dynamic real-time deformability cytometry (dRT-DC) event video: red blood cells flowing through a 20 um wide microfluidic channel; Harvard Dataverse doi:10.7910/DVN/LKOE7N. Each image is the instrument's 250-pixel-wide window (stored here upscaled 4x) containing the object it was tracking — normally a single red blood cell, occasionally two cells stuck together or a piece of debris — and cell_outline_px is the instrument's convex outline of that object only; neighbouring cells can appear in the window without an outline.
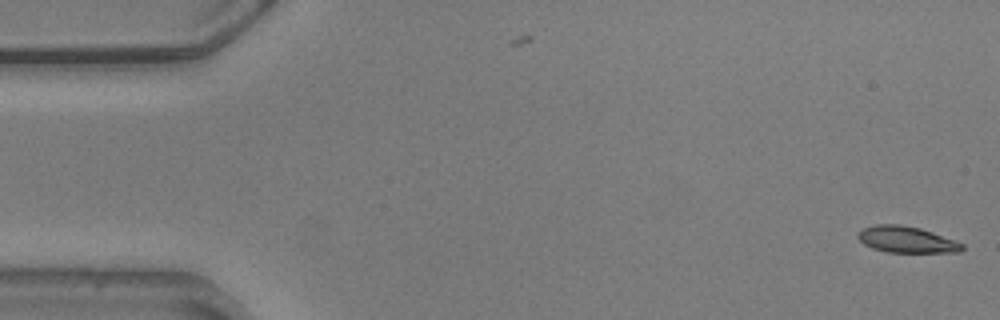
{"species": "common noctule bat (a hibernating species)", "species_latin": "Nyctalus noctula", "temperature_condition": "warm", "stored_images_in_passage": 2, "camera_frame_rate_fps": 3000, "um_per_image_px": 0.085, "animal": {"sex": "male", "body_mass_g": 20.5, "forearm_length_mm": 52.5}, "frame": {"image": 1, "passage_image": 2, "time_ms": 0.333, "image_size_px": [1000, 320], "cell_outline_px": [[964, 248], [960, 252], [888, 252], [872, 248], [864, 244], [856, 236], [864, 228], [876, 224], [900, 224], [920, 228], [956, 240], [964, 244]], "centroid_in_image_um": [77.08, 20.36], "position_along_channel_um": 7.9, "area_um2": 15.95}}